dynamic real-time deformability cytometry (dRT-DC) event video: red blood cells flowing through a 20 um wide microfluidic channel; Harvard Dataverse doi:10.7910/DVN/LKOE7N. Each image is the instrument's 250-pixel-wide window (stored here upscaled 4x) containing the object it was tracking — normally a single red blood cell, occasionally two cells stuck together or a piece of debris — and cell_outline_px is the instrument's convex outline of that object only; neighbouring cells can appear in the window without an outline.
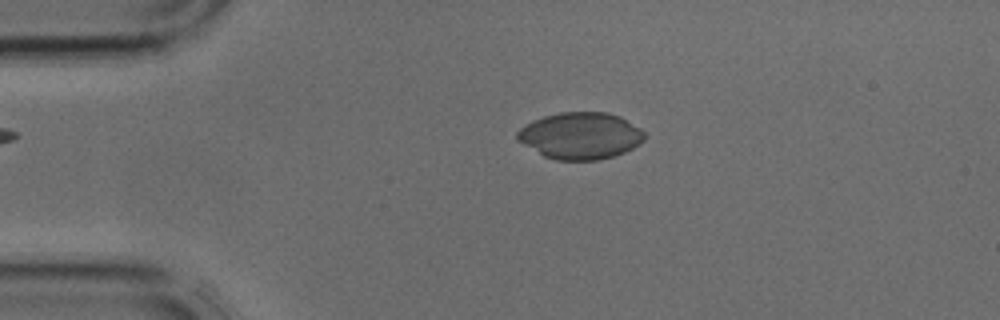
{"species": "common noctule bat (a hibernating species)", "species_latin": "Nyctalus noctula", "temperature_condition": "cold", "stored_images_in_passage": 2, "camera_frame_rate_fps": 3000, "um_per_image_px": 0.085, "animal": {"sex": "male", "body_mass_g": 17.9, "forearm_length_mm": 54.2}, "frame": {"image": 1, "passage_image": 1, "time_ms": 0.0, "image_size_px": [1000, 320], "cell_outline_px": [[644, 140], [640, 144], [624, 152], [612, 156], [596, 160], [556, 160], [544, 156], [516, 140], [516, 132], [520, 128], [544, 116], [560, 112], [608, 112], [620, 116], [640, 128], [644, 132]], "centroid_in_image_um": [49.34, 11.53], "position_along_channel_um": 35.7, "area_um2": 34.51}}